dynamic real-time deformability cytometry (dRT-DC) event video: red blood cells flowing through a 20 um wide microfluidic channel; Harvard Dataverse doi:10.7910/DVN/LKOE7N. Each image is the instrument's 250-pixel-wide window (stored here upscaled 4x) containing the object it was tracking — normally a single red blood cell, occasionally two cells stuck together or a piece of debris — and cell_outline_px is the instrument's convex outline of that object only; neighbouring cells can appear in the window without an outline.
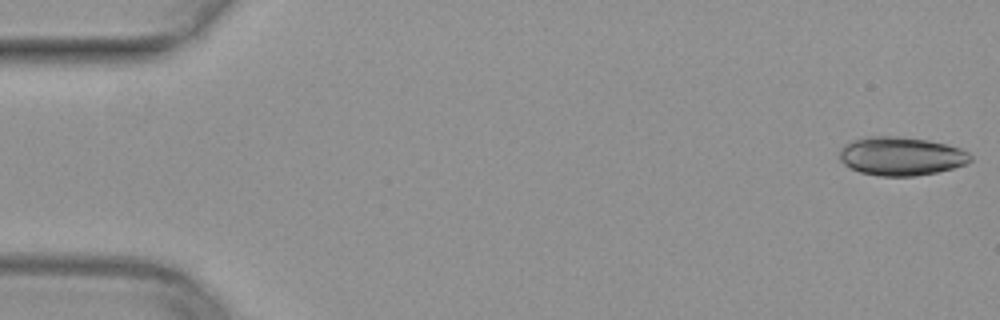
{"species": "common noctule bat (a hibernating species)", "species_latin": "Nyctalus noctula", "temperature_condition": "warm", "stored_images_in_passage": 14, "camera_frame_rate_fps": 3000, "um_per_image_px": 0.085, "animal": {"sex": "female", "body_mass_g": 29.2, "forearm_length_mm": 56.3}, "frame": {"image": 1, "passage_image": 1, "time_ms": 0.0, "image_size_px": [1000, 320], "cell_outline_px": [[972, 160], [964, 164], [952, 168], [936, 172], [916, 176], [880, 176], [860, 172], [844, 164], [840, 160], [840, 148], [844, 144], [852, 140], [868, 136], [896, 136], [928, 140], [960, 148], [968, 152], [972, 156]], "centroid_in_image_um": [76.57, 13.27], "position_along_channel_um": 8.4, "area_um2": 29.36}}
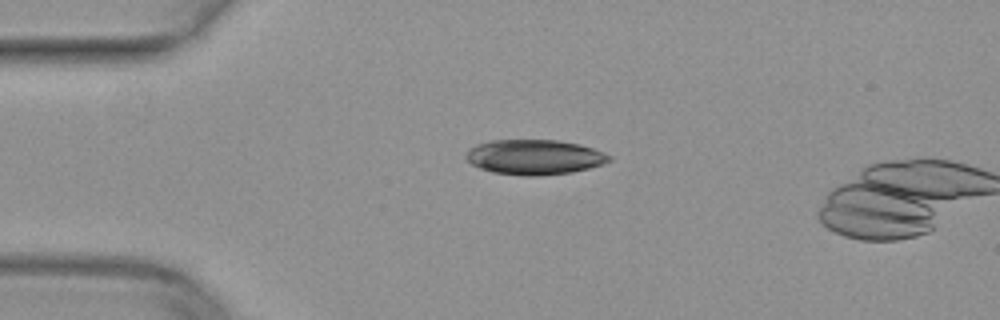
{"frame": {"image": 2, "passage_image": 12, "time_ms": 3.667, "image_size_px": [1000, 320], "cell_outline_px": [[612, 160], [604, 164], [572, 172], [536, 176], [524, 176], [492, 172], [480, 168], [472, 164], [464, 156], [468, 148], [476, 144], [488, 140], [560, 140], [580, 144], [604, 152], [612, 156]], "centroid_in_image_um": [45.42, 13.34], "position_along_channel_um": 39.6, "area_um2": 29.48}}